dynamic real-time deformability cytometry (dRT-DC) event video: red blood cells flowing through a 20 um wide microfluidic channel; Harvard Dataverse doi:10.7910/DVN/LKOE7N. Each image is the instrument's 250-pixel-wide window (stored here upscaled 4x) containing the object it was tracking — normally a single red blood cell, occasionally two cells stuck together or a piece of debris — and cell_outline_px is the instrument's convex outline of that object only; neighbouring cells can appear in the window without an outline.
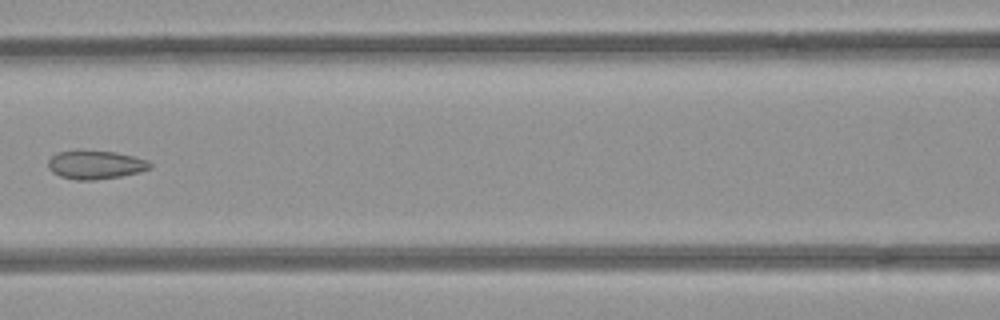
{"species": "common noctule bat (a hibernating species)", "species_latin": "Nyctalus noctula", "temperature_condition": "room temperature", "stored_images_in_passage": 8, "camera_frame_rate_fps": 3000, "um_per_image_px": 0.085, "animal": {"sex": "female", "body_mass_g": 21.9}, "frame": {"image": 1, "passage_image": 6, "time_ms": 1.667, "image_size_px": [1000, 320], "cell_outline_px": [[152, 168], [140, 172], [120, 176], [92, 180], [76, 180], [60, 176], [52, 172], [48, 168], [48, 160], [56, 152], [116, 152], [148, 160], [152, 164]], "centroid_in_image_um": [8.14, 14.03], "position_along_channel_um": 158.5, "area_um2": 16.59}}
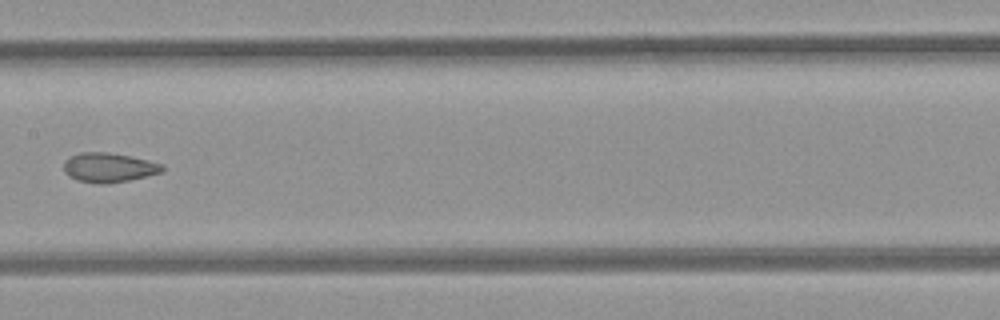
{"frame": {"image": 2, "passage_image": 7, "time_ms": 2.0, "image_size_px": [1000, 320], "cell_outline_px": [[164, 168], [160, 172], [128, 180], [108, 184], [100, 184], [76, 180], [68, 176], [64, 172], [64, 160], [68, 156], [80, 152], [104, 152], [128, 156], [148, 160], [160, 164]], "centroid_in_image_um": [9.15, 14.24], "position_along_channel_um": 198.2, "area_um2": 16.76}}
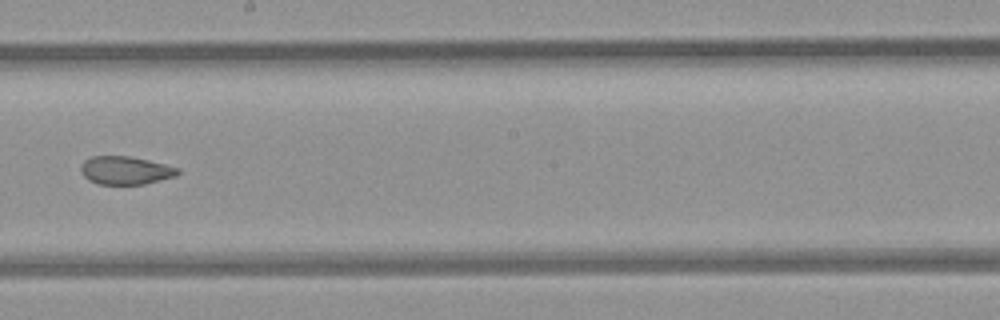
{"frame": {"image": 3, "passage_image": 8, "time_ms": 2.333, "image_size_px": [1000, 320], "cell_outline_px": [[180, 172], [176, 176], [144, 184], [96, 184], [88, 180], [80, 172], [80, 168], [84, 160], [92, 156], [128, 156], [148, 160], [180, 168]], "centroid_in_image_um": [10.65, 14.48], "position_along_channel_um": 237.6, "area_um2": 15.95}}